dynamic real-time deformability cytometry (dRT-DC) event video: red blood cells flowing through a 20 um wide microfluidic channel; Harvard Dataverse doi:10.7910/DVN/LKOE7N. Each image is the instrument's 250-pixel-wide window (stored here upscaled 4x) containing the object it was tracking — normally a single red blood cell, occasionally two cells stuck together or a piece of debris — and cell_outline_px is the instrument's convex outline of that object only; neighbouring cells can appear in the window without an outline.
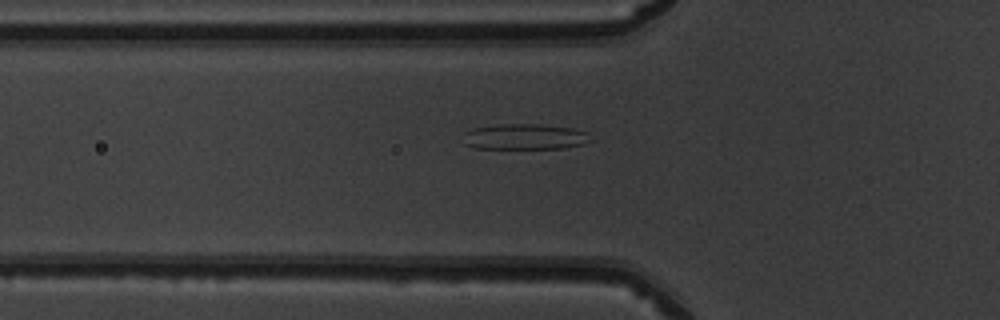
{"species": "common noctule bat (a hibernating species)", "species_latin": "Nyctalus noctula", "temperature_condition": "warm", "stored_images_in_passage": 51, "camera_frame_rate_fps": 3000, "um_per_image_px": 0.085, "animal": {"sex": "male", "body_mass_g": 19.5, "forearm_length_mm": 54.6}, "frame": {"image": 1, "passage_image": 18, "time_ms": 5.667, "image_size_px": [1000, 320], "cell_outline_px": [[596, 140], [584, 144], [564, 148], [476, 148], [464, 144], [464, 132], [472, 128], [496, 124], [540, 124], [572, 128], [588, 132]], "centroid_in_image_um": [44.66, 11.61], "position_along_channel_um": 81.1, "area_um2": 19.36}}
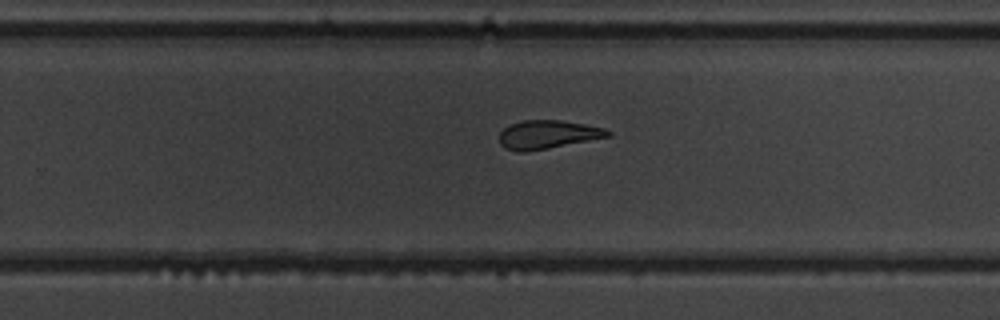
{"frame": {"image": 2, "passage_image": 33, "time_ms": 10.667, "image_size_px": [1000, 320], "cell_outline_px": [[612, 136], [548, 148], [524, 152], [516, 152], [504, 148], [500, 144], [500, 132], [508, 124], [524, 120], [560, 120], [584, 124], [604, 128], [612, 132]], "centroid_in_image_um": [46.54, 11.44], "position_along_channel_um": 283.3, "area_um2": 18.09}}
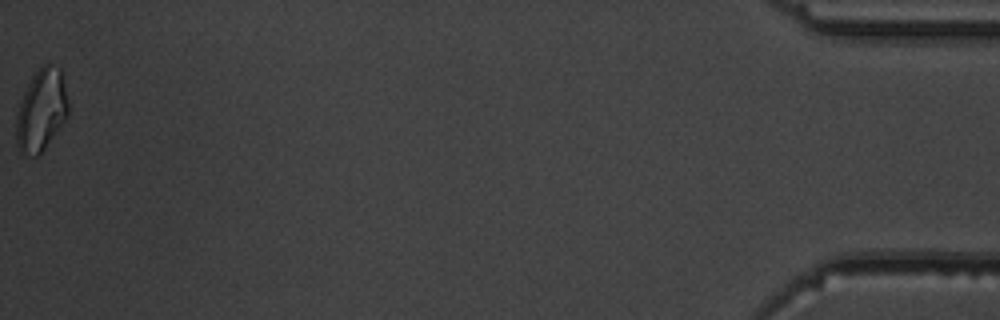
{"frame": {"image": 3, "passage_image": 51, "time_ms": 16.667, "image_size_px": [1000, 320], "cell_outline_px": [[68, 116], [44, 148], [36, 156], [32, 156], [20, 152], [16, 144], [16, 116], [20, 100], [32, 76], [44, 64], [48, 64], [60, 68], [68, 100]], "centroid_in_image_um": [3.5, 9.37], "position_along_channel_um": 431.7, "area_um2": 24.57}, "authors_computed_cell_mechanics": {"area_um2": 19.941, "velocity_mm_per_s": 4.0431, "shape_relaxation_time_tau1_ms": 9.5758, "shape_relaxation_time_tau2_ms": 1.8326, "deformation_change_tau1": 0.2612, "deformation_change_tau2": 0.1}}